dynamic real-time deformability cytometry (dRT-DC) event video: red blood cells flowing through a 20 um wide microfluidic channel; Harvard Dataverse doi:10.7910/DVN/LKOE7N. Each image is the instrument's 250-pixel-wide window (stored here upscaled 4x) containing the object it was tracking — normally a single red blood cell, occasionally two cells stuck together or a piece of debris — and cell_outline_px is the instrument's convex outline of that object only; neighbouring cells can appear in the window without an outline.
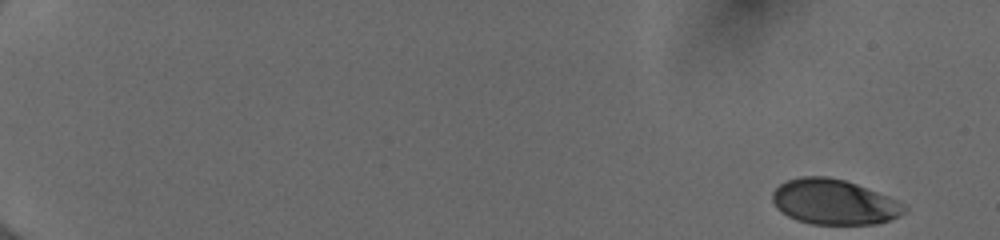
{"species": "human", "species_latin": "Homo sapiens", "temperature_condition": "cold", "stored_images_in_passage": 52, "camera_frame_rate_fps": 3000, "um_per_image_px": 0.085, "donor": {"sex": "female"}, "frame": {"image": 1, "passage_image": 1, "time_ms": 0.0, "image_size_px": [1000, 240], "cell_outline_px": [[908, 212], [900, 216], [876, 224], [812, 224], [796, 220], [780, 212], [776, 208], [772, 200], [772, 192], [780, 184], [788, 180], [800, 176], [828, 176], [844, 180], [856, 184], [888, 196], [904, 204], [908, 208]], "centroid_in_image_um": [70.89, 17.17], "position_along_channel_um": 14.1, "area_um2": 34.91}}
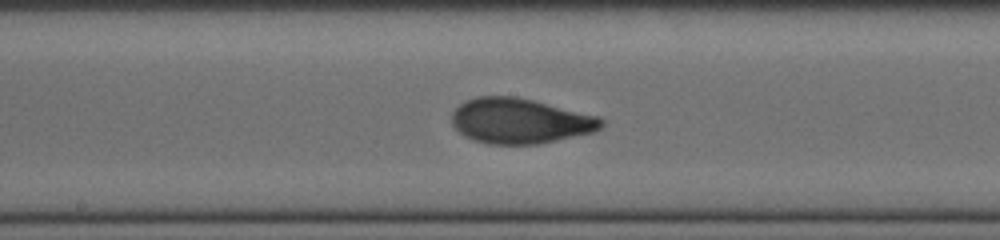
{"frame": {"image": 2, "passage_image": 30, "time_ms": 9.667, "image_size_px": [1000, 240], "cell_outline_px": [[604, 124], [600, 128], [592, 132], [540, 144], [488, 144], [472, 140], [464, 136], [452, 124], [452, 112], [464, 100], [476, 96], [516, 96], [600, 116], [604, 120]], "centroid_in_image_um": [44.19, 10.27], "position_along_channel_um": 204.0, "area_um2": 39.59}}
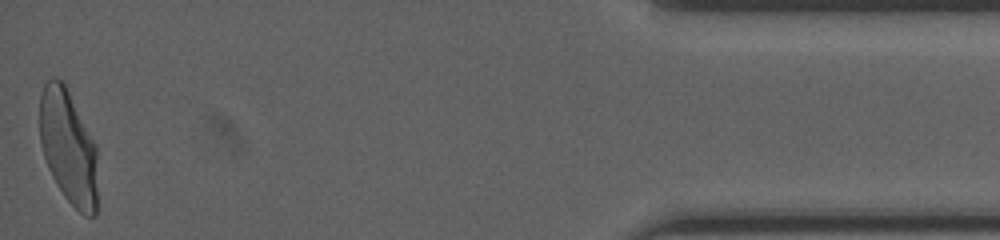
{"frame": {"image": 3, "passage_image": 52, "time_ms": 17.0, "image_size_px": [1000, 240], "cell_outline_px": [[96, 216], [84, 216], [64, 196], [56, 184], [48, 168], [44, 156], [40, 140], [40, 96], [44, 84], [52, 76], [56, 76], [64, 84], [96, 144]], "centroid_in_image_um": [5.79, 12.5], "position_along_channel_um": 429.4, "area_um2": 38.21}, "authors_computed_cell_mechanics": {"area_um2": 37.9457, "velocity_mm_per_s": 3.9911, "shape_relaxation_time_tau1_ms": 4.0373, "shape_relaxation_time_tau2_ms": null, "deformation_change_tau1": 0.1615, "deformation_change_tau2": null}}